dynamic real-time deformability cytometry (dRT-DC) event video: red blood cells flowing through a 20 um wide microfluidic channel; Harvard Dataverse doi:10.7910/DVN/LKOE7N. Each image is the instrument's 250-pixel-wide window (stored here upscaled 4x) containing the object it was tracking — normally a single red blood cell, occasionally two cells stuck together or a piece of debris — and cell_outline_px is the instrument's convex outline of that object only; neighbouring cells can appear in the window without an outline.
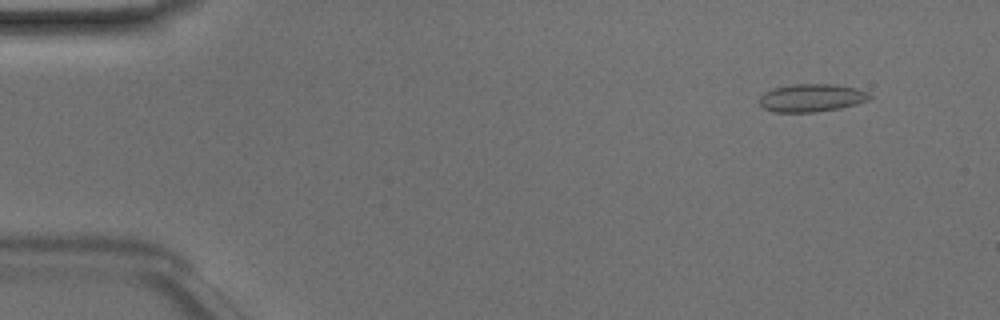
{"species": "Egyptian fruit bat (a non-hibernating species)", "species_latin": "Rousettus aegyptiacus", "temperature_condition": "room temperature", "stored_images_in_passage": 49, "segment_of_instrument_passage": [1, 2], "camera_frame_rate_fps": 3000, "um_per_image_px": 0.085, "animal": {"sex": "male"}, "frame": {"image": 1, "passage_image": 4, "time_ms": 1.0, "image_size_px": [1000, 320], "cell_outline_px": [[872, 96], [868, 100], [856, 104], [840, 108], [816, 112], [776, 112], [764, 108], [760, 104], [760, 96], [764, 92], [772, 88], [792, 84], [832, 84], [856, 88], [868, 92]], "centroid_in_image_um": [68.98, 8.31], "position_along_channel_um": 16.0, "area_um2": 17.92}}
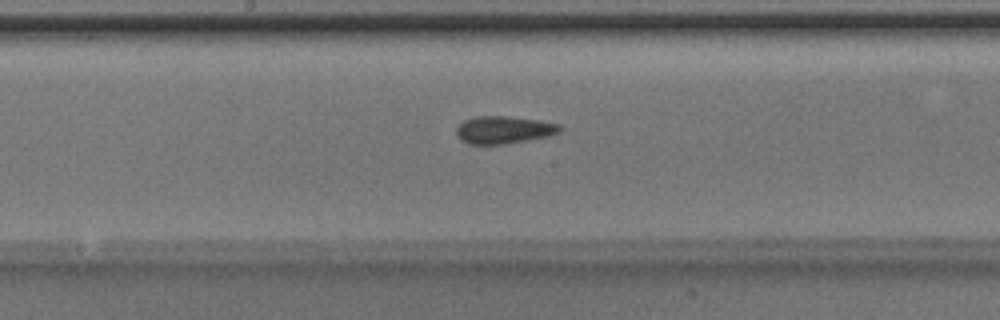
{"frame": {"image": 2, "passage_image": 25, "time_ms": 8.0, "image_size_px": [1000, 320], "cell_outline_px": [[564, 128], [560, 132], [548, 136], [528, 140], [504, 144], [468, 144], [460, 140], [456, 136], [456, 128], [464, 120], [472, 116], [508, 116], [536, 120], [560, 124]], "centroid_in_image_um": [42.8, 11.04], "position_along_channel_um": 205.4, "area_um2": 16.76}}
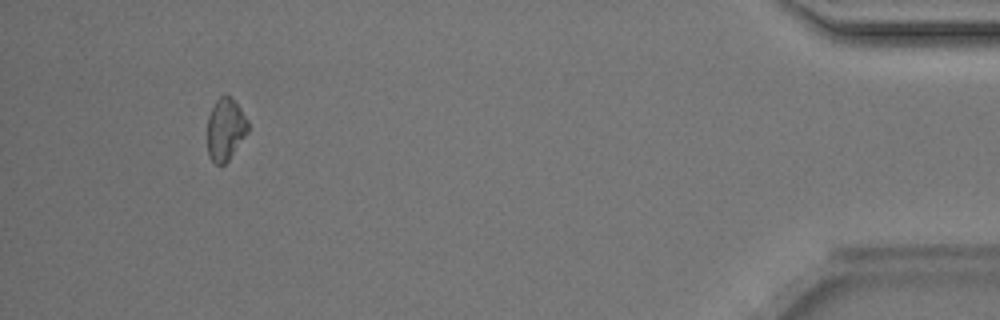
{"frame": {"image": 3, "passage_image": 45, "time_ms": 14.667, "image_size_px": [1000, 320], "cell_outline_px": [[248, 132], [228, 160], [224, 164], [216, 164], [208, 156], [208, 116], [216, 100], [220, 96], [232, 96], [248, 120]], "centroid_in_image_um": [19.17, 10.98], "position_along_channel_um": 416.0, "area_um2": 14.62}}